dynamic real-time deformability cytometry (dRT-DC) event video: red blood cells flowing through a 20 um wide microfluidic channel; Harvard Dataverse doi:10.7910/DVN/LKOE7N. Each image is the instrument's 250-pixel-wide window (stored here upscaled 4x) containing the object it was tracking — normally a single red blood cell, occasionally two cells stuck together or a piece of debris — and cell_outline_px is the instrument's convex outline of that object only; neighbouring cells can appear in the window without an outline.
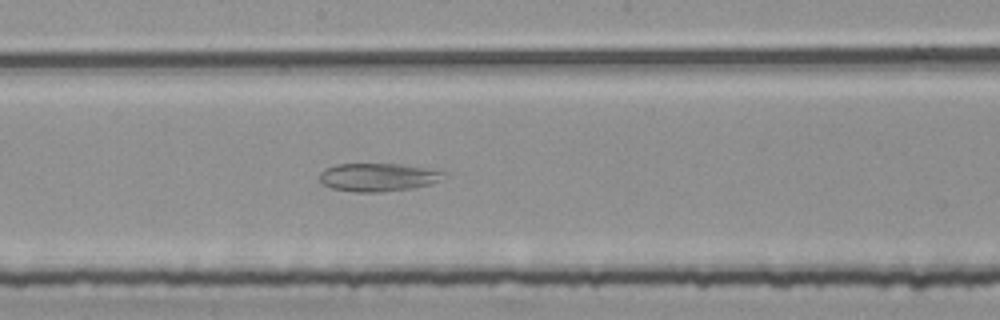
{"species": "common noctule bat (a hibernating species)", "species_latin": "Nyctalus noctula", "temperature_condition": "room temperature", "stored_images_in_passage": 55, "camera_frame_rate_fps": 3000, "um_per_image_px": 0.085, "animal": {"sex": "female", "body_mass_g": 25.1}, "frame": {"image": 1, "passage_image": 30, "time_ms": 9.667, "image_size_px": [1000, 320], "cell_outline_px": [[444, 172], [440, 180], [432, 184], [416, 188], [380, 192], [352, 192], [332, 188], [324, 184], [320, 180], [320, 172], [324, 168], [336, 164], [396, 164], [424, 168]], "centroid_in_image_um": [32.09, 15.07], "position_along_channel_um": 216.1, "area_um2": 20.29}}
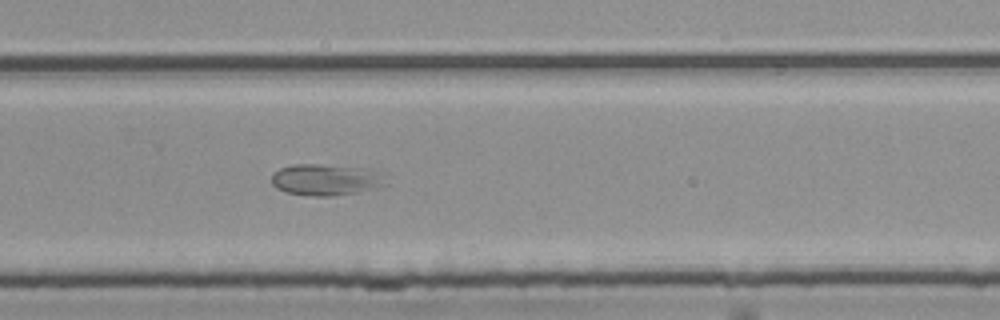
{"frame": {"image": 2, "passage_image": 37, "time_ms": 12.0, "image_size_px": [1000, 320], "cell_outline_px": [[392, 176], [388, 184], [376, 188], [356, 192], [332, 196], [308, 196], [284, 192], [276, 188], [272, 184], [272, 172], [280, 168], [292, 164], [320, 164], [356, 168], [376, 172]], "centroid_in_image_um": [27.71, 15.29], "position_along_channel_um": 302.1, "area_um2": 21.15}}
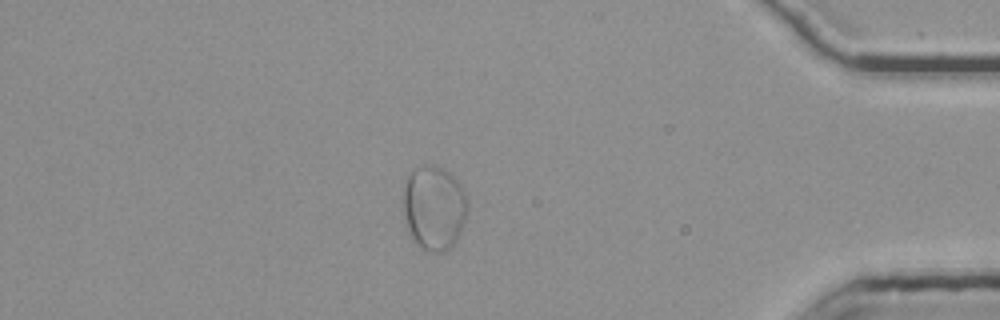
{"frame": {"image": 3, "passage_image": 48, "time_ms": 15.667, "image_size_px": [1000, 320], "cell_outline_px": [[468, 212], [460, 232], [456, 240], [444, 252], [436, 252], [420, 248], [412, 240], [404, 212], [404, 188], [408, 176], [416, 168], [424, 164], [432, 164], [448, 172], [460, 184], [468, 196]], "centroid_in_image_um": [36.92, 17.66], "position_along_channel_um": 398.3, "area_um2": 31.5}}